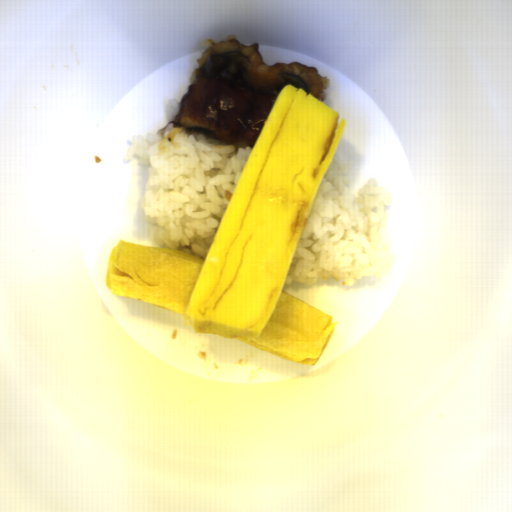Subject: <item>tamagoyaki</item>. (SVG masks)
I'll return each mask as SVG.
<instances>
[{
	"mask_svg": "<svg viewBox=\"0 0 512 512\" xmlns=\"http://www.w3.org/2000/svg\"><path fill=\"white\" fill-rule=\"evenodd\" d=\"M339 120L319 98L282 87L205 258L120 239L107 288L184 316L196 332L316 365L339 321L283 289L348 126Z\"/></svg>",
	"mask_w": 512,
	"mask_h": 512,
	"instance_id": "tamagoyaki-1",
	"label": "tamagoyaki"
}]
</instances>
